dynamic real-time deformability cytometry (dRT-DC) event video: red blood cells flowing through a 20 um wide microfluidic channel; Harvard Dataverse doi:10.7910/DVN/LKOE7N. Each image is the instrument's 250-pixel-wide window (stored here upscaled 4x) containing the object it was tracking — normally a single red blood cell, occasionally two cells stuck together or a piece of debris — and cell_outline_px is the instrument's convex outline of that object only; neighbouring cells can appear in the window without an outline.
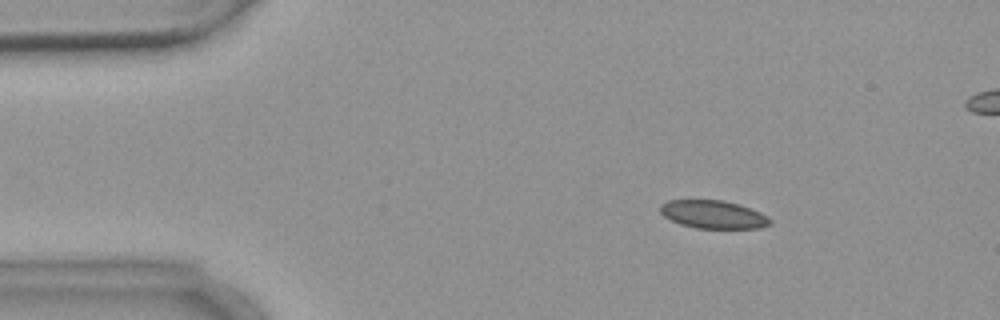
{"species": "common noctule bat (a hibernating species)", "species_latin": "Nyctalus noctula", "temperature_condition": "warm", "stored_images_in_passage": 4, "camera_frame_rate_fps": 3000, "um_per_image_px": 0.085, "animal": {"sex": "female", "body_mass_g": 18.4}, "frame": {"image": 1, "passage_image": 2, "time_ms": 1.0, "image_size_px": [1000, 320], "cell_outline_px": [[772, 224], [760, 228], [696, 228], [680, 224], [664, 216], [660, 212], [660, 204], [668, 200], [724, 200], [760, 212], [768, 216], [772, 220]], "centroid_in_image_um": [60.63, 18.23], "position_along_channel_um": 24.4, "area_um2": 17.92}}